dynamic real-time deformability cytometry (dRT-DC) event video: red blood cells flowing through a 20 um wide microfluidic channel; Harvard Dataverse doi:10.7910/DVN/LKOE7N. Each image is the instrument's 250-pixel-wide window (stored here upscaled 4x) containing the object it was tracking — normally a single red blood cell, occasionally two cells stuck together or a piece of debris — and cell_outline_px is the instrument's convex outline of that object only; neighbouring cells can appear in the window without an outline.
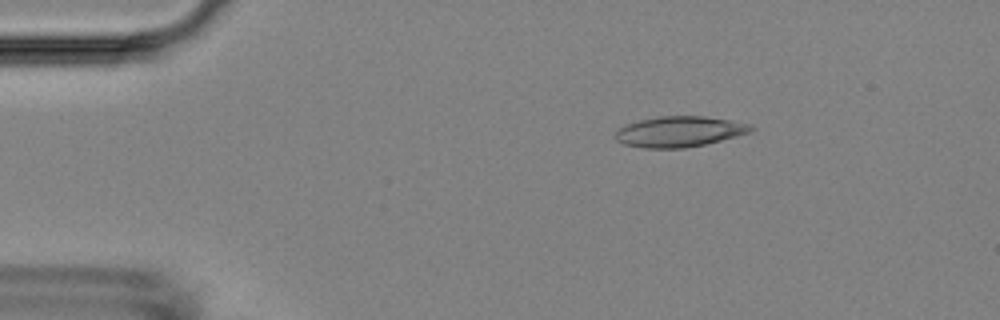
{"species": "Egyptian fruit bat (a non-hibernating species)", "species_latin": "Rousettus aegyptiacus", "temperature_condition": "room temperature", "stored_images_in_passage": 52, "camera_frame_rate_fps": 3000, "um_per_image_px": 0.085, "animal": {"sex": "female"}, "frame": {"image": 1, "passage_image": 7, "time_ms": 2.0, "image_size_px": [1000, 320], "cell_outline_px": [[756, 128], [752, 132], [704, 144], [684, 148], [644, 148], [624, 144], [616, 140], [612, 136], [620, 128], [628, 124], [640, 120], [660, 116], [704, 116], [752, 124]], "centroid_in_image_um": [57.76, 11.19], "position_along_channel_um": 27.2, "area_um2": 24.1}}
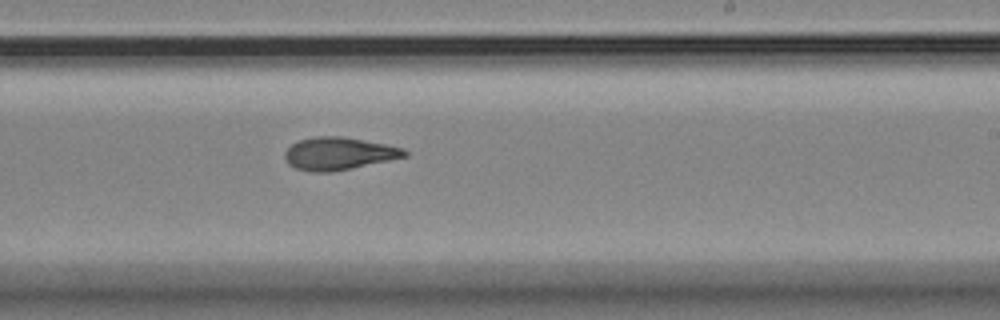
{"frame": {"image": 2, "passage_image": 31, "time_ms": 10.0, "image_size_px": [1000, 320], "cell_outline_px": [[408, 156], [352, 168], [332, 172], [308, 172], [296, 168], [288, 164], [284, 156], [284, 152], [292, 144], [300, 140], [316, 136], [340, 136], [384, 144], [404, 148], [408, 152]], "centroid_in_image_um": [28.78, 13.06], "position_along_channel_um": 260.2, "area_um2": 22.66}}
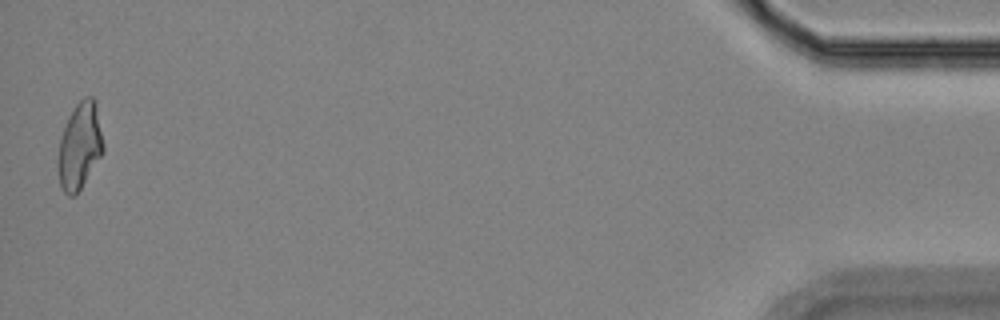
{"frame": {"image": 3, "passage_image": 52, "time_ms": 17.0, "image_size_px": [1000, 320], "cell_outline_px": [[104, 152], [80, 188], [72, 196], [68, 196], [60, 188], [56, 164], [60, 140], [68, 116], [76, 104], [84, 96], [92, 96], [96, 100], [104, 144]], "centroid_in_image_um": [6.77, 12.39], "position_along_channel_um": 428.4, "area_um2": 23.06}, "authors_computed_cell_mechanics": {"area_um2": 22.8599, "velocity_mm_per_s": 3.6658, "shape_relaxation_time_tau1_ms": 8.0184, "shape_relaxation_time_tau2_ms": 4.1734, "deformation_change_tau1": 0.1965, "deformation_change_tau2": 0.1267}}